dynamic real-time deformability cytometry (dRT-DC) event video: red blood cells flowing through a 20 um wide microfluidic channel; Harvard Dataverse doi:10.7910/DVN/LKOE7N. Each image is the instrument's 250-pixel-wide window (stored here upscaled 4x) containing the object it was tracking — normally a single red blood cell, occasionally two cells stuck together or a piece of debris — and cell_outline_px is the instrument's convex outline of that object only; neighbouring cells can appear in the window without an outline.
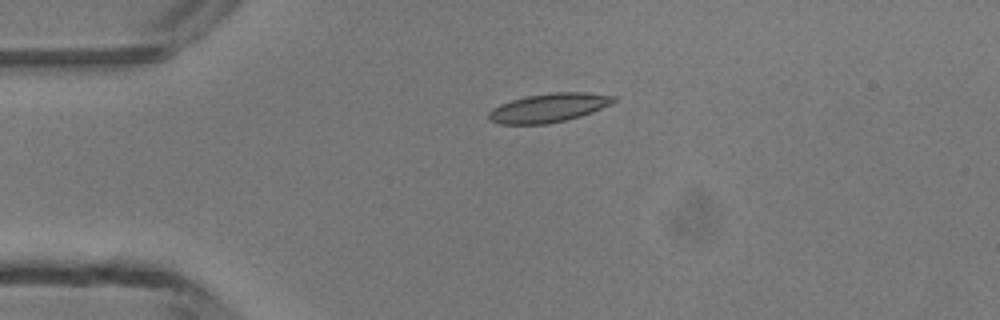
{"species": "common noctule bat (a hibernating species)", "species_latin": "Nyctalus noctula", "temperature_condition": "room temperature", "stored_images_in_passage": 3, "camera_frame_rate_fps": 3000, "um_per_image_px": 0.085, "animal": {"sex": "male", "body_mass_g": 13.3}, "frame": {"image": 1, "passage_image": 2, "time_ms": 1.333, "image_size_px": [1000, 320], "cell_outline_px": [[616, 100], [612, 104], [592, 112], [580, 116], [548, 124], [500, 124], [488, 120], [488, 112], [492, 108], [500, 104], [512, 100], [528, 96], [552, 92], [588, 92], [616, 96]], "centroid_in_image_um": [46.64, 9.16], "position_along_channel_um": 38.4, "area_um2": 21.04}}